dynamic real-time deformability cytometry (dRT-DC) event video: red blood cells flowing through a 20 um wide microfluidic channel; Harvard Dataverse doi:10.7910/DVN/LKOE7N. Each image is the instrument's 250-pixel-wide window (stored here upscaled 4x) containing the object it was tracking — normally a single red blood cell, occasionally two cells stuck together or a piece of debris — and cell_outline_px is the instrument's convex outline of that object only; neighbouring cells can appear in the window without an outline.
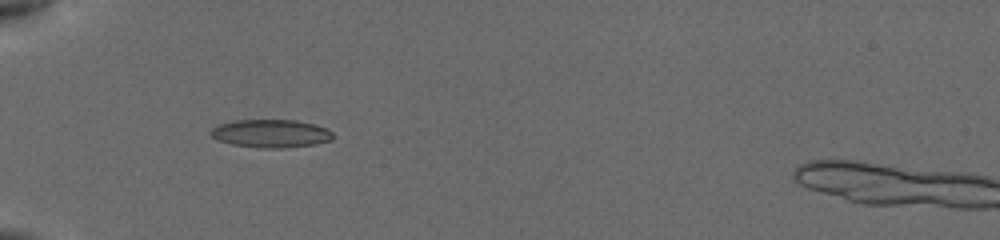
{"species": "common noctule bat (a hibernating species)", "species_latin": "Nyctalus noctula", "temperature_condition": "cold", "stored_images_in_passage": 27, "camera_frame_rate_fps": 3000, "um_per_image_px": 0.085, "animal": {"sex": "female", "body_mass_g": 19.5, "forearm_length_mm": 54.1}, "frame": {"image": 1, "passage_image": 5, "time_ms": 1.0, "image_size_px": [1000, 240], "cell_outline_px": [[336, 136], [332, 140], [316, 144], [280, 148], [264, 148], [232, 144], [220, 140], [212, 136], [208, 132], [216, 124], [236, 120], [296, 120], [316, 124], [328, 128]], "centroid_in_image_um": [23.07, 11.33], "position_along_channel_um": 61.9, "area_um2": 20.17}}